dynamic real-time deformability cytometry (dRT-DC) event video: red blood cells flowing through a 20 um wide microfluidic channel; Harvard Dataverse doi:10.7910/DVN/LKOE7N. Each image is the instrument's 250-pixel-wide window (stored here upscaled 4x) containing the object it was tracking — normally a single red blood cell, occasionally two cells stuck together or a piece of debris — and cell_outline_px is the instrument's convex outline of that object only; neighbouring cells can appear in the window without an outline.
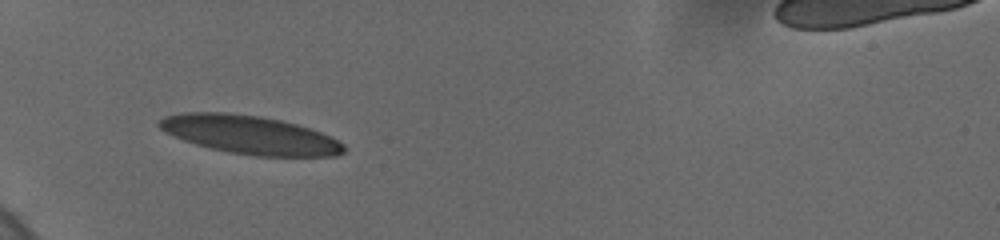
{"species": "human", "species_latin": "Homo sapiens", "temperature_condition": "cold", "stored_images_in_passage": 3, "camera_frame_rate_fps": 3000, "um_per_image_px": 0.085, "donor": {"sex": "female"}, "frame": {"image": 1, "passage_image": 1, "time_ms": 0.0, "image_size_px": [1000, 240], "cell_outline_px": [[344, 152], [336, 156], [256, 156], [228, 152], [196, 144], [184, 140], [164, 132], [156, 124], [164, 116], [184, 112], [228, 112], [260, 116], [280, 120], [296, 124], [332, 136], [344, 144]], "centroid_in_image_um": [21.23, 11.45], "position_along_channel_um": 63.8, "area_um2": 41.33}}
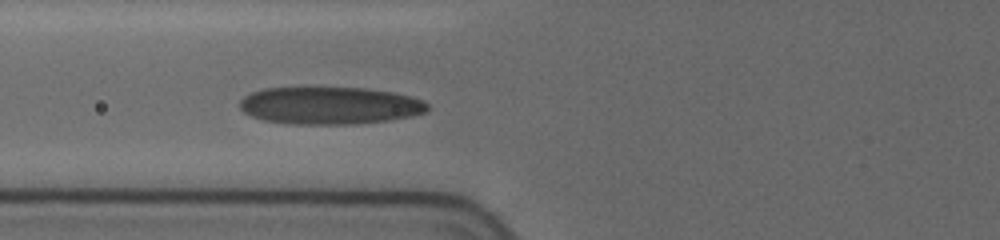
{"frame": {"image": 2, "passage_image": 3, "time_ms": 1.333, "image_size_px": [1000, 240], "cell_outline_px": [[428, 112], [412, 116], [388, 120], [356, 124], [288, 124], [264, 120], [252, 116], [244, 112], [240, 108], [240, 100], [244, 96], [252, 92], [264, 88], [364, 88], [392, 92], [424, 100], [428, 104]], "centroid_in_image_um": [28.04, 8.98], "position_along_channel_um": 97.8, "area_um2": 40.92}}